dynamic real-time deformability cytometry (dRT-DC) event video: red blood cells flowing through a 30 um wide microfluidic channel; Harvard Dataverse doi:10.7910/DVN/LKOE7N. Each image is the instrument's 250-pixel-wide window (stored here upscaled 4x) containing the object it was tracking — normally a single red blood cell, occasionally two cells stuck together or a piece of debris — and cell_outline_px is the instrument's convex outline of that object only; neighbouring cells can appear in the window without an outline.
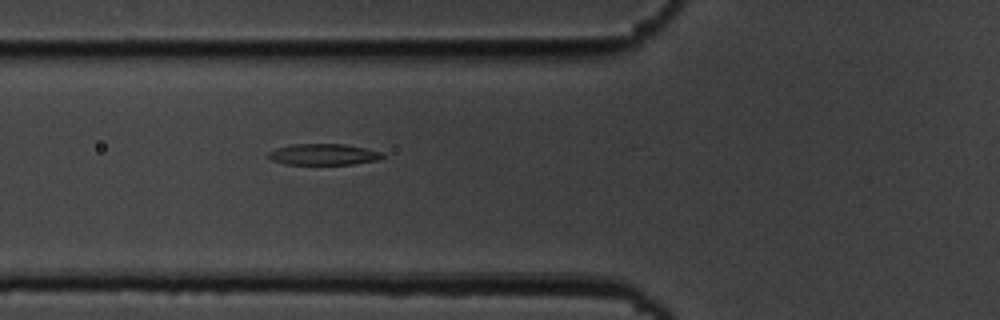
{"species": "common noctule bat (a hibernating species)", "species_latin": "Nyctalus noctula", "temperature_condition": "cold", "stored_images_in_passage": 5, "camera_frame_rate_fps": 3000, "um_per_image_px": 0.085, "animal": {"sex": "male", "body_mass_g": 19.5, "forearm_length_mm": 54.6}, "frame": {"image": 1, "passage_image": 4, "time_ms": 3.333, "image_size_px": [1000, 320], "cell_outline_px": [[384, 156], [380, 160], [352, 164], [284, 164], [272, 160], [268, 156], [268, 152], [276, 148], [288, 144], [344, 144], [364, 148], [380, 152]], "centroid_in_image_um": [27.47, 13.12], "position_along_channel_um": 98.3, "area_um2": 14.05}}